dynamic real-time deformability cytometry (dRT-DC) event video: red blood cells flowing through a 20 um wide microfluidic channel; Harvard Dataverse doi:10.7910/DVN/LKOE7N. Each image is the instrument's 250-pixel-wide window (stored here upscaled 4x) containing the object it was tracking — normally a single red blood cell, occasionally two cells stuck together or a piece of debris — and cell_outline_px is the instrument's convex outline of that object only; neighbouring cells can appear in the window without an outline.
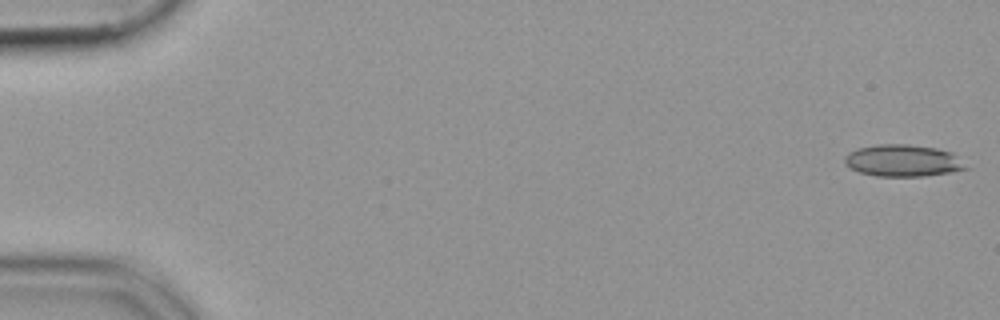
{"species": "common noctule bat (a hibernating species)", "species_latin": "Nyctalus noctula", "temperature_condition": "cold", "stored_images_in_passage": 53, "camera_frame_rate_fps": 3000, "um_per_image_px": 0.085, "animal": {"sex": "female", "body_mass_g": 19.9}, "frame": {"image": 1, "passage_image": 1, "time_ms": 0.0, "image_size_px": [1000, 320], "cell_outline_px": [[968, 168], [948, 172], [924, 176], [876, 176], [860, 172], [844, 164], [844, 156], [848, 152], [856, 148], [876, 144], [908, 144], [936, 148], [952, 152]], "centroid_in_image_um": [76.68, 13.64], "position_along_channel_um": 8.3, "area_um2": 22.43}}
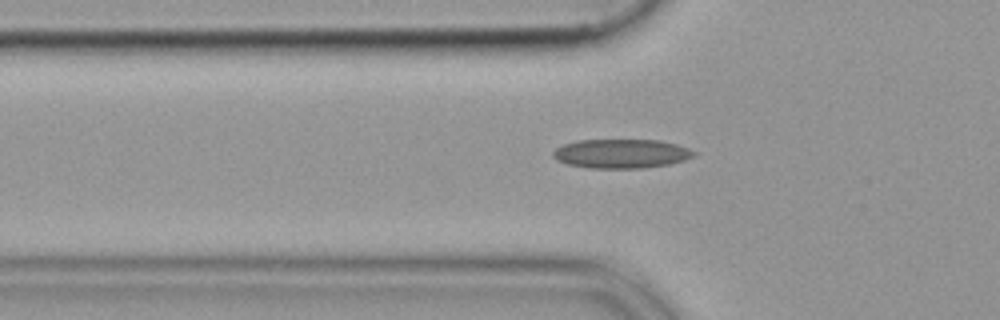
{"frame": {"image": 2, "passage_image": 18, "time_ms": 5.667, "image_size_px": [1000, 320], "cell_outline_px": [[696, 156], [684, 160], [668, 164], [644, 168], [588, 168], [568, 164], [556, 160], [552, 156], [552, 152], [556, 148], [564, 144], [580, 140], [660, 140], [676, 144], [688, 148], [696, 152]], "centroid_in_image_um": [52.81, 13.06], "position_along_channel_um": 73.0, "area_um2": 23.93}}
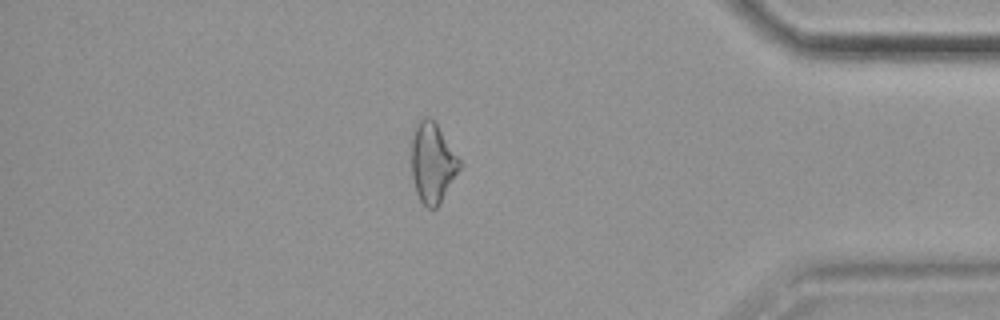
{"frame": {"image": 3, "passage_image": 46, "time_ms": 15.0, "image_size_px": [1000, 320], "cell_outline_px": [[460, 168], [440, 204], [436, 208], [428, 208], [420, 200], [416, 192], [412, 176], [412, 128], [424, 116], [428, 116], [436, 124], [460, 160]], "centroid_in_image_um": [36.74, 13.84], "position_along_channel_um": 398.5, "area_um2": 22.14}}